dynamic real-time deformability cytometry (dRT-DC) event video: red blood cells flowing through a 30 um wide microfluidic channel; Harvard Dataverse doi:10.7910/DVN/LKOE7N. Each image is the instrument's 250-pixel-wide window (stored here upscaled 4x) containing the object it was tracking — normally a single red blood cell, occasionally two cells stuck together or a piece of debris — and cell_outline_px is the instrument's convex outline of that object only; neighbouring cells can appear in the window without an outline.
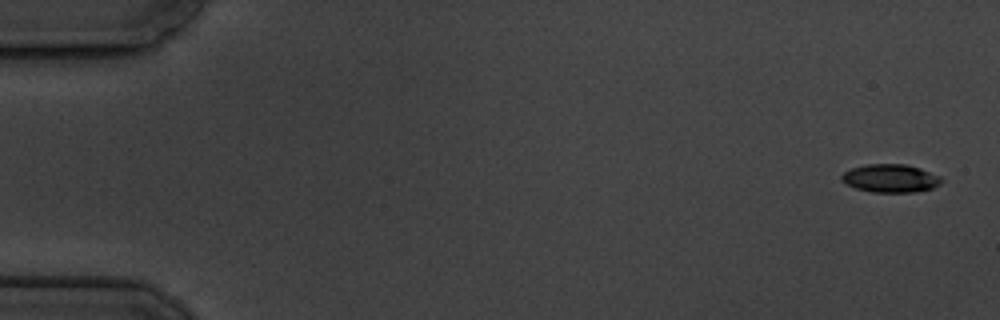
{"species": "common noctule bat (a hibernating species)", "species_latin": "Nyctalus noctula", "temperature_condition": "cold", "stored_images_in_passage": 11, "camera_frame_rate_fps": 3000, "um_per_image_px": 0.085, "animal": {"sex": "male", "body_mass_g": 19.5, "forearm_length_mm": 54.6}, "frame": {"image": 1, "passage_image": 1, "time_ms": 0.0, "image_size_px": [1000, 320], "cell_outline_px": [[944, 180], [940, 184], [932, 188], [916, 192], [872, 192], [856, 188], [840, 180], [840, 176], [844, 172], [852, 168], [868, 164], [908, 164], [920, 168], [940, 176]], "centroid_in_image_um": [75.71, 15.15], "position_along_channel_um": 9.3, "area_um2": 16.42}}
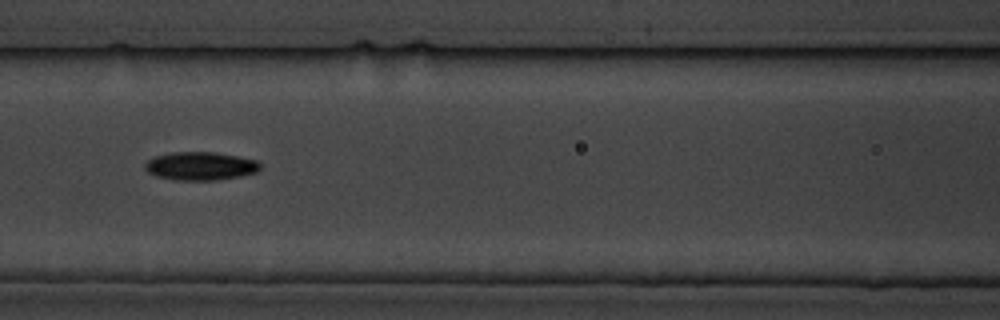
{"frame": {"image": 2, "passage_image": 7, "time_ms": 8.0, "image_size_px": [1000, 320], "cell_outline_px": [[260, 168], [256, 172], [240, 176], [216, 180], [176, 180], [156, 176], [148, 172], [144, 168], [144, 164], [148, 160], [156, 156], [168, 152], [216, 152], [256, 160], [260, 164]], "centroid_in_image_um": [17.01, 14.11], "position_along_channel_um": 149.6, "area_um2": 18.96}}
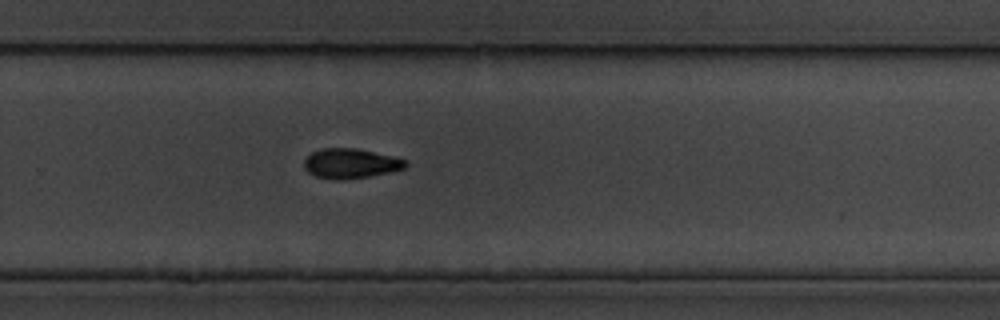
{"frame": {"image": 3, "passage_image": 11, "time_ms": 12.333, "image_size_px": [1000, 320], "cell_outline_px": [[408, 164], [404, 168], [388, 172], [368, 176], [340, 180], [332, 180], [316, 176], [308, 172], [304, 168], [304, 160], [312, 152], [320, 148], [356, 148], [404, 160]], "centroid_in_image_um": [29.72, 13.9], "position_along_channel_um": 300.1, "area_um2": 17.28}}